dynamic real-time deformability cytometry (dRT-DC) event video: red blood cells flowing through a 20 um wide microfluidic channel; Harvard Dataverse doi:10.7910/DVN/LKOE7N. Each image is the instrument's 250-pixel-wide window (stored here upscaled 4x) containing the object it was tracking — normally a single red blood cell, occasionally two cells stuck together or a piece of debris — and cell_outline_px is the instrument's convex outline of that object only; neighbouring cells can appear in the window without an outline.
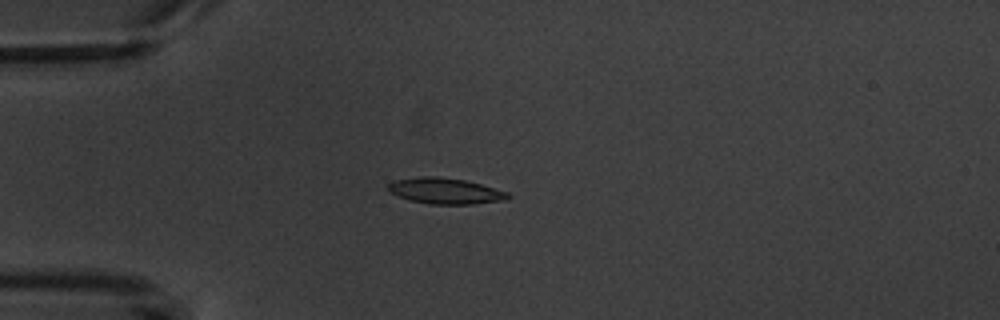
{"species": "common noctule bat (a hibernating species)", "species_latin": "Nyctalus noctula", "temperature_condition": "warm", "stored_images_in_passage": 5, "camera_frame_rate_fps": 3000, "um_per_image_px": 0.085, "animal": {"sex": "male", "body_mass_g": 20.1, "forearm_length_mm": 53.5}, "frame": {"image": 1, "passage_image": 5, "time_ms": 5.0, "image_size_px": [1000, 320], "cell_outline_px": [[512, 196], [504, 200], [472, 204], [428, 204], [408, 200], [388, 192], [388, 184], [396, 180], [420, 176], [436, 176], [464, 180], [480, 184], [508, 192]], "centroid_in_image_um": [37.82, 16.23], "position_along_channel_um": 47.2, "area_um2": 18.09}}